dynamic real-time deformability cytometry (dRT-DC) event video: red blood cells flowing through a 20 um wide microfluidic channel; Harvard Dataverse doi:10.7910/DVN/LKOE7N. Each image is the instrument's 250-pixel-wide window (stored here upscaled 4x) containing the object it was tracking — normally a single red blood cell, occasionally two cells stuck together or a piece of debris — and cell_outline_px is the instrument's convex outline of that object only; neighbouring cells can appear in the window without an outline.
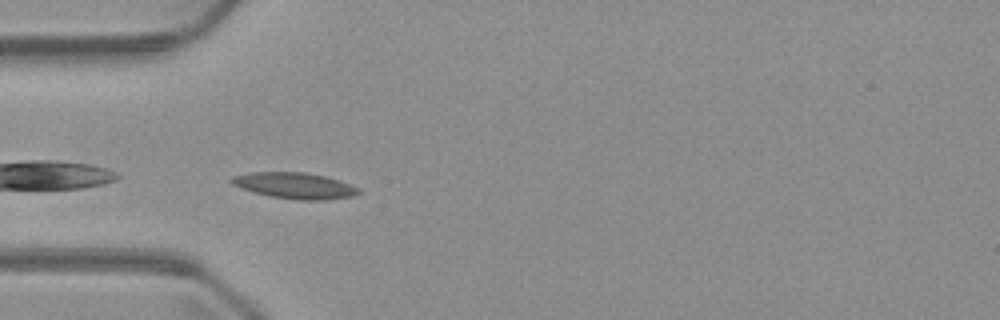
{"species": "common noctule bat (a hibernating species)", "species_latin": "Nyctalus noctula", "temperature_condition": "warm", "stored_images_in_passage": 25, "camera_frame_rate_fps": 3000, "um_per_image_px": 0.085, "animal": {"sex": "male", "body_mass_g": 23.1, "forearm_length_mm": 52.7}, "frame": {"image": 1, "passage_image": 1, "time_ms": 0.0, "image_size_px": [1000, 320], "cell_outline_px": [[360, 192], [352, 196], [324, 200], [296, 200], [268, 196], [232, 184], [228, 180], [232, 176], [252, 172], [304, 172], [324, 176], [340, 180], [360, 188]], "centroid_in_image_um": [25.06, 15.77], "position_along_channel_um": 59.9, "area_um2": 19.25}}
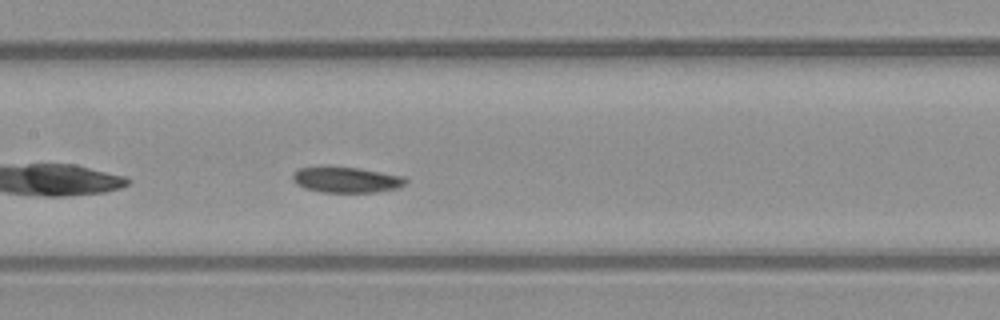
{"frame": {"image": 2, "passage_image": 10, "time_ms": 3.0, "image_size_px": [1000, 320], "cell_outline_px": [[408, 180], [404, 184], [396, 188], [376, 192], [320, 192], [304, 188], [296, 184], [292, 180], [292, 172], [300, 168], [324, 164], [328, 164], [360, 168], [404, 176]], "centroid_in_image_um": [29.36, 15.24], "position_along_channel_um": 178.0, "area_um2": 17.57}}
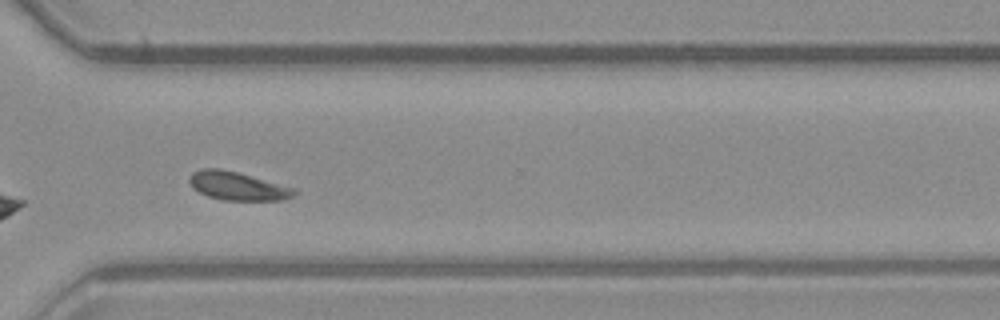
{"frame": {"image": 3, "passage_image": 23, "time_ms": 7.333, "image_size_px": [1000, 320], "cell_outline_px": [[296, 196], [280, 200], [220, 200], [208, 196], [192, 188], [188, 180], [188, 176], [192, 172], [200, 168], [220, 168], [236, 172], [296, 188]], "centroid_in_image_um": [20.16, 15.81], "position_along_channel_um": 350.4, "area_um2": 17.46}}